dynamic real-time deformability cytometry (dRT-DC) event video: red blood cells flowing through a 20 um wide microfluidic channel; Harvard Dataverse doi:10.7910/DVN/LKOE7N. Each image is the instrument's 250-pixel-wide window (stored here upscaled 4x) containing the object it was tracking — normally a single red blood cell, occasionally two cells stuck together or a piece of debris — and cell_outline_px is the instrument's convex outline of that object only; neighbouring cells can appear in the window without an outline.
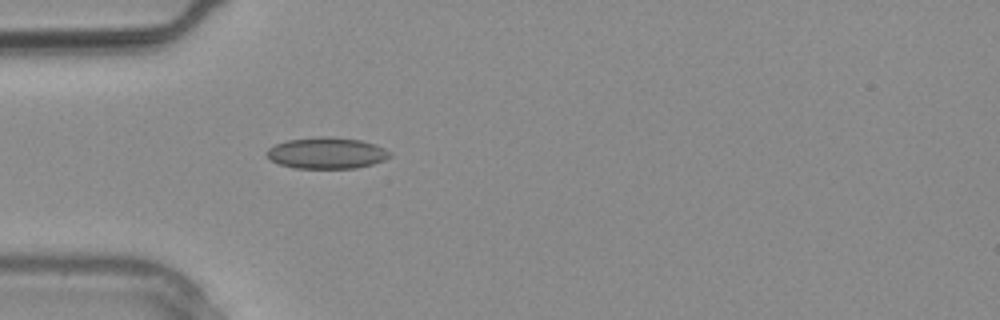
{"species": "common noctule bat (a hibernating species)", "species_latin": "Nyctalus noctula", "temperature_condition": "warm", "stored_images_in_passage": 1, "camera_frame_rate_fps": 3000, "um_per_image_px": 0.085, "animal": {"sex": "male", "body_mass_g": 20.4}, "frame": {"image": 1, "passage_image": 1, "time_ms": 0.0, "image_size_px": [1000, 320], "cell_outline_px": [[392, 156], [384, 160], [372, 164], [356, 168], [296, 168], [280, 164], [272, 160], [268, 156], [268, 148], [276, 144], [288, 140], [316, 136], [324, 136], [360, 140], [376, 144], [392, 152]], "centroid_in_image_um": [27.82, 13.0], "position_along_channel_um": 57.2, "area_um2": 22.37}}